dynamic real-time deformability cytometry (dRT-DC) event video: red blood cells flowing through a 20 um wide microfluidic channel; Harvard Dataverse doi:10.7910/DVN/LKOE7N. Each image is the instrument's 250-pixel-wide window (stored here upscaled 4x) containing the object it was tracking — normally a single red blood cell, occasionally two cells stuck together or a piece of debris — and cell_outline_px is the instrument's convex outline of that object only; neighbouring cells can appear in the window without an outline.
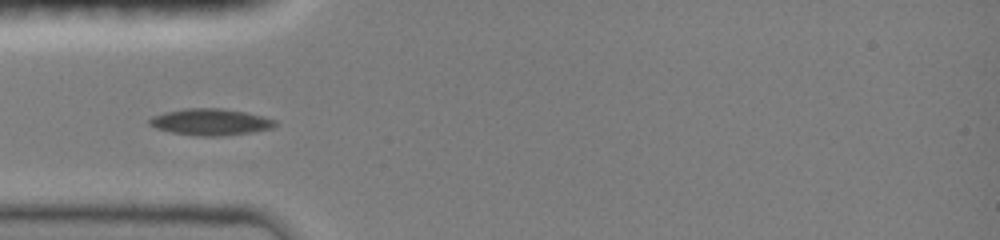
{"species": "common noctule bat (a hibernating species)", "species_latin": "Nyctalus noctula", "temperature_condition": "room temperature", "stored_images_in_passage": 34, "camera_frame_rate_fps": 3000, "um_per_image_px": 0.085, "animal": {"sex": "female", "body_mass_g": 19.0, "forearm_length_mm": 51.5}, "frame": {"image": 1, "passage_image": 1, "time_ms": 0.0, "image_size_px": [1000, 240], "cell_outline_px": [[276, 124], [272, 128], [224, 136], [196, 136], [172, 132], [156, 128], [148, 124], [148, 120], [152, 116], [164, 112], [184, 108], [220, 108], [244, 112], [264, 116], [276, 120]], "centroid_in_image_um": [17.86, 10.36], "position_along_channel_um": 67.1, "area_um2": 19.42}}
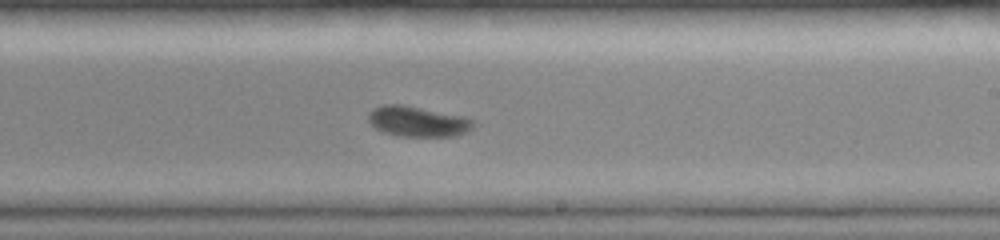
{"frame": {"image": 2, "passage_image": 15, "time_ms": 4.667, "image_size_px": [1000, 240], "cell_outline_px": [[476, 124], [472, 128], [456, 136], [400, 136], [384, 132], [376, 128], [368, 120], [368, 112], [372, 108], [380, 104], [400, 104], [464, 116], [472, 120]], "centroid_in_image_um": [35.48, 10.31], "position_along_channel_um": 253.5, "area_um2": 18.55}}
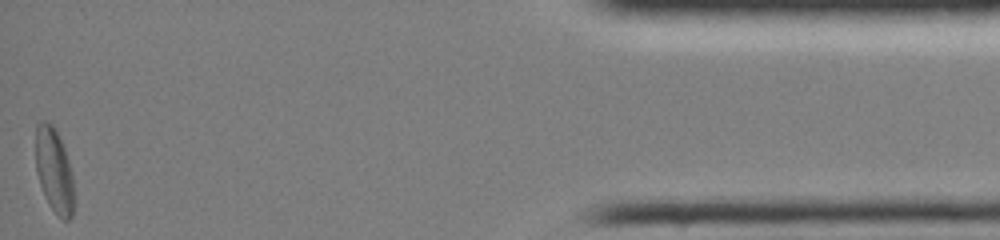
{"frame": {"image": 3, "passage_image": 34, "time_ms": 11.0, "image_size_px": [1000, 240], "cell_outline_px": [[72, 216], [68, 220], [60, 220], [48, 204], [44, 196], [36, 172], [36, 124], [40, 120], [44, 120], [52, 124], [64, 148], [72, 172]], "centroid_in_image_um": [4.57, 14.5], "position_along_channel_um": 430.6, "area_um2": 18.73}}